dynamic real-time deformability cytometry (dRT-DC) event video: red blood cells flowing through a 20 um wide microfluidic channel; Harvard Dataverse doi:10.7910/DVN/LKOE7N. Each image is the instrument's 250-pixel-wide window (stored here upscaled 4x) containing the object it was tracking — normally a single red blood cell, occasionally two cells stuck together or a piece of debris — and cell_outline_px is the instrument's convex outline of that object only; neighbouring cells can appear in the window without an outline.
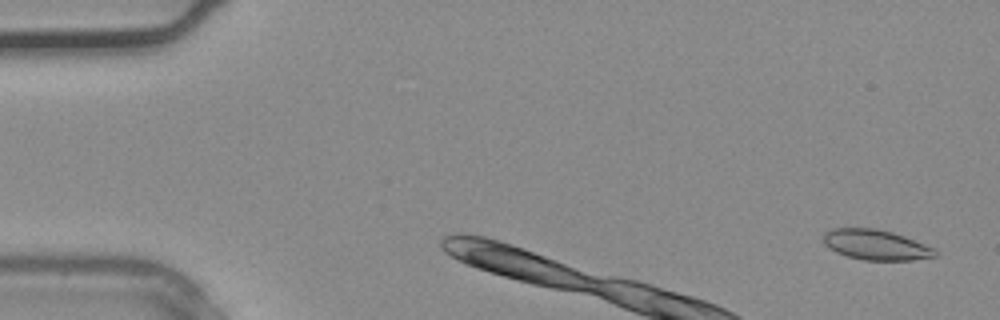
{"species": "common noctule bat (a hibernating species)", "species_latin": "Nyctalus noctula", "temperature_condition": "warm", "stored_images_in_passage": 6, "camera_frame_rate_fps": 3000, "um_per_image_px": 0.085, "animal": {"sex": "male", "body_mass_g": 20.4}, "frame": {"image": 1, "passage_image": 1, "time_ms": 0.0, "image_size_px": [1000, 320], "cell_outline_px": [[936, 256], [912, 260], [864, 260], [848, 256], [836, 252], [828, 248], [824, 244], [824, 232], [832, 228], [876, 228], [892, 232], [904, 236], [936, 248]], "centroid_in_image_um": [74.44, 20.8], "position_along_channel_um": 10.6, "area_um2": 19.71}}